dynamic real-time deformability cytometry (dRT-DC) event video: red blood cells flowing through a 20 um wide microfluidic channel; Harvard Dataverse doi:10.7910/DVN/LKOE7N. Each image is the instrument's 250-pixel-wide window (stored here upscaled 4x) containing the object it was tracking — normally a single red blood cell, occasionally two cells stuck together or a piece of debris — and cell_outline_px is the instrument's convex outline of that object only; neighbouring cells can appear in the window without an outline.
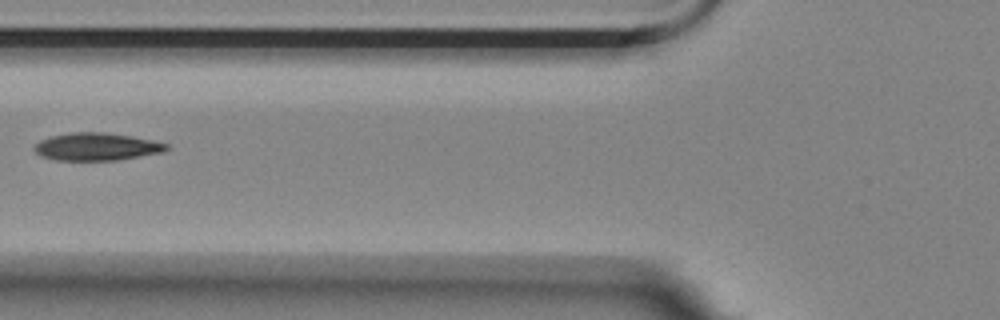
{"species": "Egyptian fruit bat (a non-hibernating species)", "species_latin": "Rousettus aegyptiacus", "temperature_condition": "room temperature", "stored_images_in_passage": 5, "camera_frame_rate_fps": 3000, "um_per_image_px": 0.085, "animal": {"sex": "female"}, "frame": {"image": 1, "passage_image": 3, "time_ms": 0.667, "image_size_px": [1000, 320], "cell_outline_px": [[168, 148], [164, 152], [116, 160], [56, 160], [40, 156], [32, 148], [40, 140], [52, 136], [68, 132], [104, 132], [132, 136], [152, 140], [168, 144]], "centroid_in_image_um": [8.19, 12.46], "position_along_channel_um": 117.6, "area_um2": 21.27}}
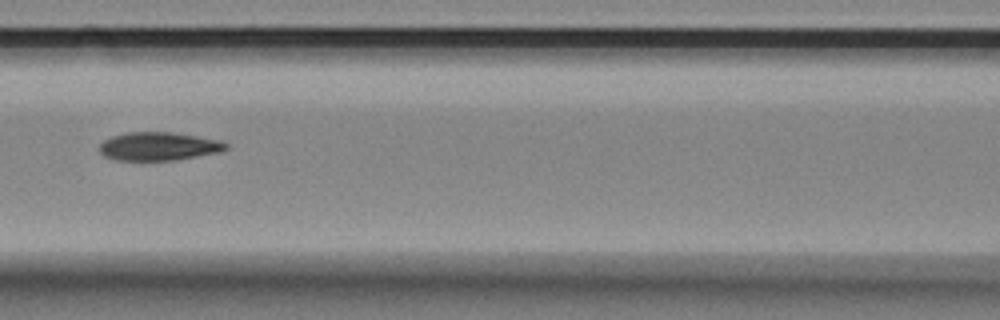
{"frame": {"image": 2, "passage_image": 4, "time_ms": 1.0, "image_size_px": [1000, 320], "cell_outline_px": [[228, 148], [220, 152], [176, 160], [116, 160], [104, 156], [100, 152], [100, 144], [104, 140], [112, 136], [128, 132], [172, 132], [220, 140], [228, 144]], "centroid_in_image_um": [13.5, 12.44], "position_along_channel_um": 153.1, "area_um2": 20.87}}
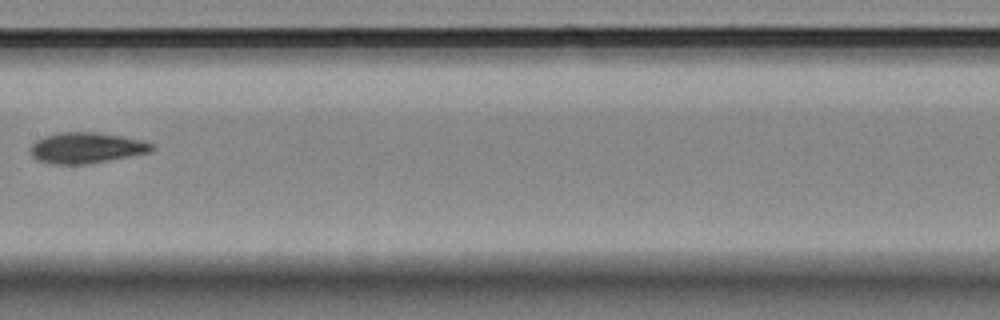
{"frame": {"image": 3, "passage_image": 5, "time_ms": 1.333, "image_size_px": [1000, 320], "cell_outline_px": [[156, 148], [152, 152], [108, 160], [80, 164], [52, 164], [36, 160], [28, 152], [28, 148], [36, 140], [44, 136], [60, 132], [96, 132], [120, 136], [140, 140], [152, 144]], "centroid_in_image_um": [7.28, 12.56], "position_along_channel_um": 200.1, "area_um2": 21.79}}